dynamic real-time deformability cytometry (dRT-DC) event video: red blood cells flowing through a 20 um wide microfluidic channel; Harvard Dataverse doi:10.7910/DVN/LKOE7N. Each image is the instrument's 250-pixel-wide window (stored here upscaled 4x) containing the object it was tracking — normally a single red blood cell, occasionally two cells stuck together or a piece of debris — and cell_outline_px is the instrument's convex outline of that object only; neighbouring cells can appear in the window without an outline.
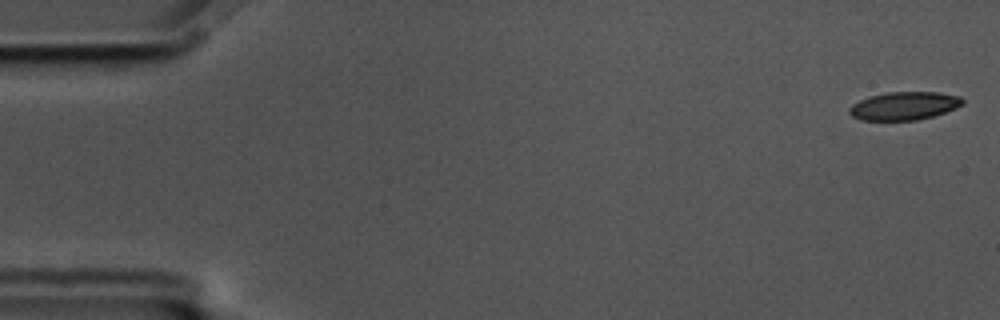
{"species": "common noctule bat (a hibernating species)", "species_latin": "Nyctalus noctula", "temperature_condition": "cold", "stored_images_in_passage": 54, "camera_frame_rate_fps": 3000, "um_per_image_px": 0.085, "animal": {"sex": "male", "body_mass_g": 17.5, "forearm_length_mm": 52.3}, "frame": {"image": 1, "passage_image": 1, "time_ms": 0.0, "image_size_px": [1000, 320], "cell_outline_px": [[964, 104], [956, 108], [932, 116], [916, 120], [860, 120], [852, 116], [848, 112], [848, 108], [852, 104], [868, 96], [888, 92], [940, 92], [960, 96], [964, 100]], "centroid_in_image_um": [76.84, 8.99], "position_along_channel_um": 8.2, "area_um2": 18.67}}
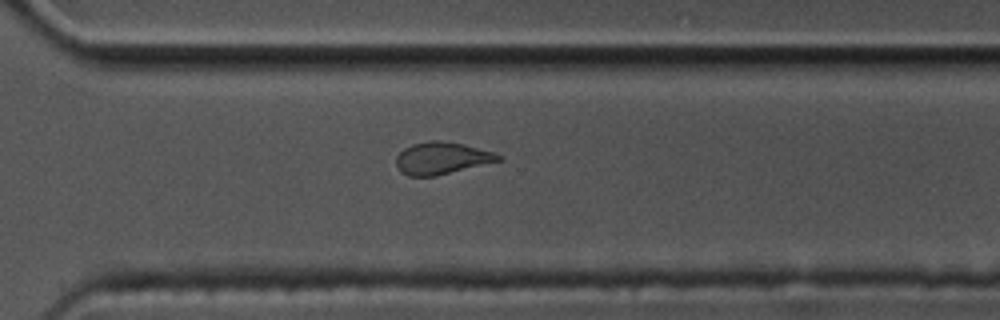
{"frame": {"image": 2, "passage_image": 41, "time_ms": 13.333, "image_size_px": [1000, 320], "cell_outline_px": [[504, 156], [500, 160], [436, 176], [408, 176], [400, 172], [396, 168], [396, 156], [404, 148], [412, 144], [428, 140], [440, 140], [464, 144], [496, 152]], "centroid_in_image_um": [37.53, 13.43], "position_along_channel_um": 333.1, "area_um2": 19.31}}
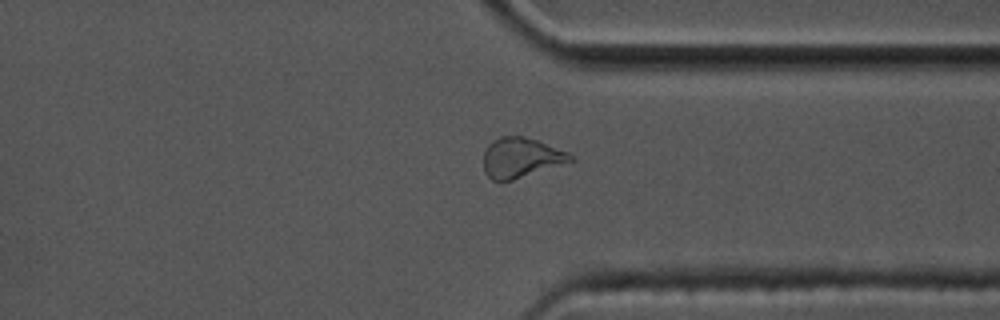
{"frame": {"image": 3, "passage_image": 44, "time_ms": 14.333, "image_size_px": [1000, 320], "cell_outline_px": [[576, 160], [512, 180], [492, 180], [484, 172], [484, 152], [488, 144], [492, 140], [500, 136], [524, 136], [536, 140], [568, 152]], "centroid_in_image_um": [44.27, 13.39], "position_along_channel_um": 367.1, "area_um2": 20.11}, "authors_computed_cell_mechanics": {"area_um2": 19.7676, "velocity_mm_per_s": 3.4448, "shape_relaxation_time_tau1_ms": 4.3105, "shape_relaxation_time_tau2_ms": 2.0658, "deformation_change_tau1": 0.1446, "deformation_change_tau2": 0.0908}}